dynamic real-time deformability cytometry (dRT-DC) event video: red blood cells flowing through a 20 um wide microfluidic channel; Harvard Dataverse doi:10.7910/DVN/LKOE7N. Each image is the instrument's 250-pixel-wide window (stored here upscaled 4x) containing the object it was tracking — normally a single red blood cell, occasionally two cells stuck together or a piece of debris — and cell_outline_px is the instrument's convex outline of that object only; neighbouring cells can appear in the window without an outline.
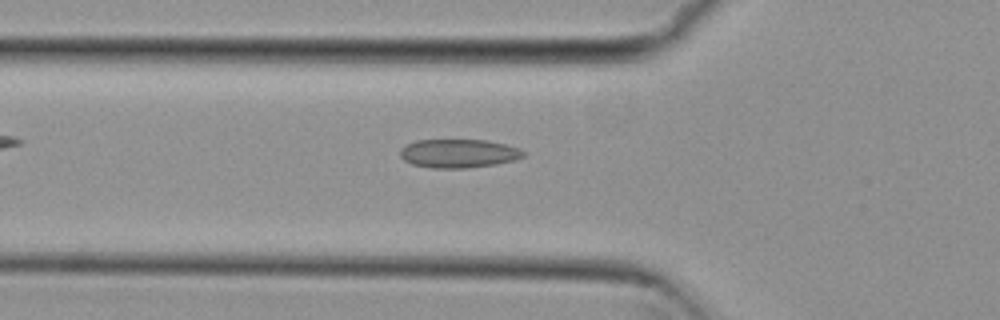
{"species": "common noctule bat (a hibernating species)", "species_latin": "Nyctalus noctula", "temperature_condition": "cold", "stored_images_in_passage": 53, "camera_frame_rate_fps": 3000, "um_per_image_px": 0.085, "animal": {"sex": "female", "body_mass_g": 29.2, "forearm_length_mm": 56.3}, "frame": {"image": 1, "passage_image": 18, "time_ms": 5.667, "image_size_px": [1000, 320], "cell_outline_px": [[524, 156], [516, 160], [496, 164], [468, 168], [432, 168], [412, 164], [404, 160], [400, 156], [400, 148], [416, 140], [484, 140], [504, 144], [520, 148], [524, 152]], "centroid_in_image_um": [38.98, 13.05], "position_along_channel_um": 86.8, "area_um2": 20.58}}
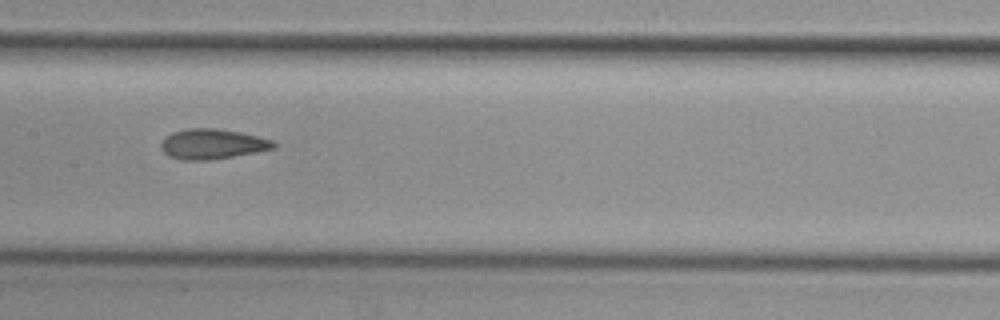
{"frame": {"image": 2, "passage_image": 26, "time_ms": 8.333, "image_size_px": [1000, 320], "cell_outline_px": [[276, 148], [232, 156], [208, 160], [180, 160], [168, 156], [160, 148], [160, 144], [172, 132], [188, 128], [216, 128], [240, 132], [272, 140], [276, 144]], "centroid_in_image_um": [18.02, 12.24], "position_along_channel_um": 189.4, "area_um2": 19.59}}
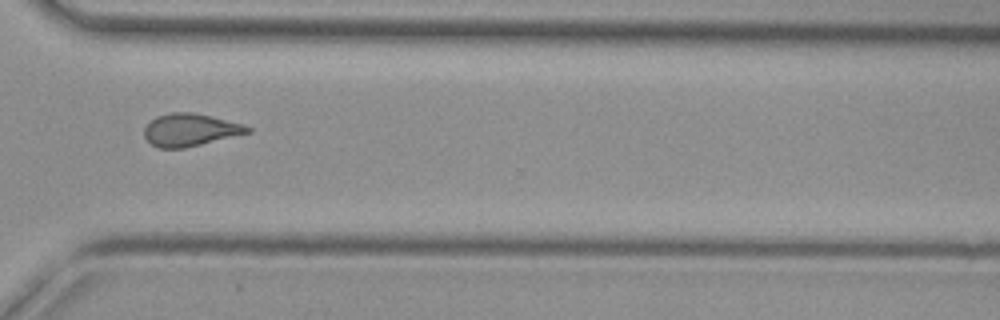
{"frame": {"image": 3, "passage_image": 39, "time_ms": 12.667, "image_size_px": [1000, 320], "cell_outline_px": [[252, 132], [184, 148], [160, 148], [152, 144], [144, 136], [144, 128], [156, 116], [172, 112], [192, 112], [244, 124], [252, 128]], "centroid_in_image_um": [16.18, 11.04], "position_along_channel_um": 354.4, "area_um2": 19.42}, "authors_computed_cell_mechanics": {"area_um2": 19.8254, "velocity_mm_per_s": 3.8186, "shape_relaxation_time_tau1_ms": 11.307, "shape_relaxation_time_tau2_ms": 2.6347, "deformation_change_tau1": 0.1752, "deformation_change_tau2": 0.0983}}